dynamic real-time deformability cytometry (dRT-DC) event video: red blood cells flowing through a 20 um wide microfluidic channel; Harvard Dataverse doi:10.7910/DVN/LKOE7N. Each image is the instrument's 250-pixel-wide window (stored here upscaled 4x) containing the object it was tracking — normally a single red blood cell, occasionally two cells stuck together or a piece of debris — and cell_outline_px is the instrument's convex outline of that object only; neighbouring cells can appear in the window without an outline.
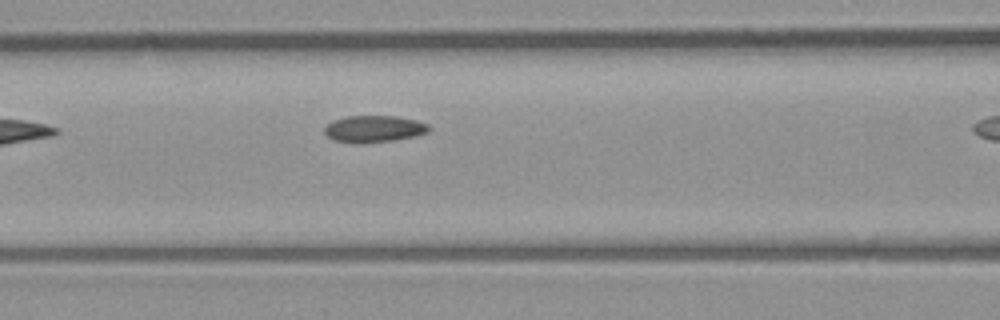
{"species": "common noctule bat (a hibernating species)", "species_latin": "Nyctalus noctula", "temperature_condition": "room temperature", "stored_images_in_passage": 4, "camera_frame_rate_fps": 3000, "um_per_image_px": 0.085, "animal": {"sex": "male", "body_mass_g": 23.1, "forearm_length_mm": 52.7}, "frame": {"image": 1, "passage_image": 3, "time_ms": 2.333, "image_size_px": [1000, 320], "cell_outline_px": [[432, 128], [428, 132], [416, 136], [396, 140], [364, 144], [352, 144], [332, 140], [324, 132], [324, 128], [332, 120], [348, 116], [396, 116], [416, 120], [428, 124]], "centroid_in_image_um": [31.78, 10.98], "position_along_channel_um": 134.8, "area_um2": 16.7}}